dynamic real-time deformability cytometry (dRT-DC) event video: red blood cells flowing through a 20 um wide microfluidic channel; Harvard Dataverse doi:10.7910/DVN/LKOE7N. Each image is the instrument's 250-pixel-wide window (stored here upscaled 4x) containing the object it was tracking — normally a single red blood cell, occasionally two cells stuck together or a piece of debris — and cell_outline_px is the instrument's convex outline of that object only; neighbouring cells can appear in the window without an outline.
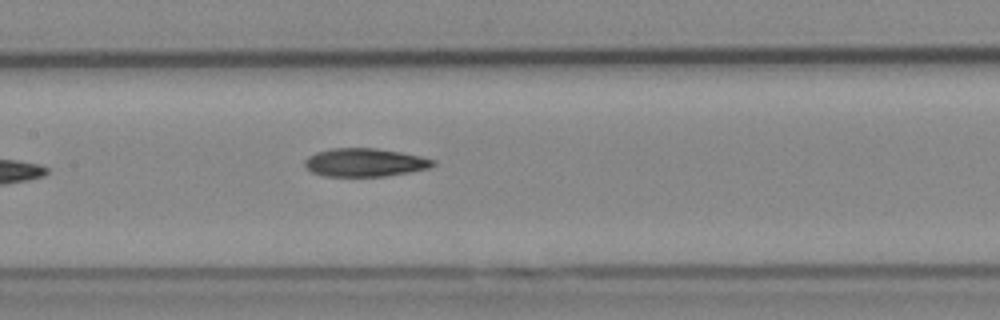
{"species": "Egyptian fruit bat (a non-hibernating species)", "species_latin": "Rousettus aegyptiacus", "temperature_condition": "cold", "stored_images_in_passage": 7, "camera_frame_rate_fps": 3000, "um_per_image_px": 0.085, "animal": {"sex": "female"}, "frame": {"image": 1, "passage_image": 7, "time_ms": 7.333, "image_size_px": [1000, 320], "cell_outline_px": [[436, 164], [428, 168], [408, 172], [384, 176], [324, 176], [312, 172], [304, 164], [304, 160], [308, 156], [316, 152], [332, 148], [376, 148], [400, 152], [420, 156], [436, 160]], "centroid_in_image_um": [31.0, 13.8], "position_along_channel_um": 176.4, "area_um2": 21.04}}